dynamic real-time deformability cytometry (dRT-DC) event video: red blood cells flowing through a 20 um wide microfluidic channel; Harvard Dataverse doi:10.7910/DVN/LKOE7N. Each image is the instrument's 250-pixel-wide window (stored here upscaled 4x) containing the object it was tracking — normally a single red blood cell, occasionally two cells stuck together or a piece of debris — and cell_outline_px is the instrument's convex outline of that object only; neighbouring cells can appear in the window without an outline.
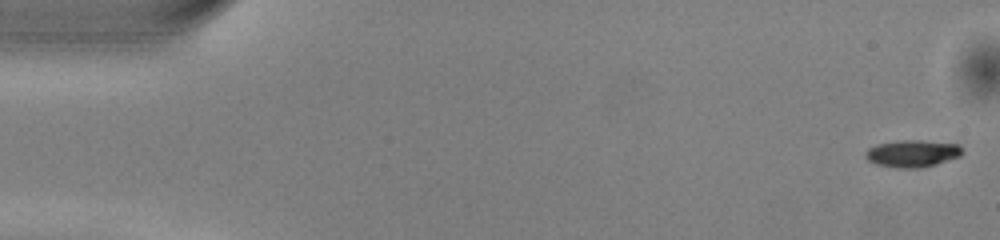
{"species": "common noctule bat (a hibernating species)", "species_latin": "Nyctalus noctula", "temperature_condition": "warm", "stored_images_in_passage": 51, "camera_frame_rate_fps": 3000, "um_per_image_px": 0.085, "animal": {"sex": "male", "body_mass_g": 13.0, "forearm_length_mm": 53.1}, "frame": {"image": 1, "passage_image": 1, "time_ms": 0.0, "image_size_px": [1000, 240], "cell_outline_px": [[964, 152], [960, 156], [936, 164], [920, 168], [896, 168], [876, 164], [868, 160], [864, 156], [864, 152], [868, 148], [876, 144], [900, 140], [920, 140], [956, 144]], "centroid_in_image_um": [77.5, 13.05], "position_along_channel_um": 7.5, "area_um2": 15.32}}
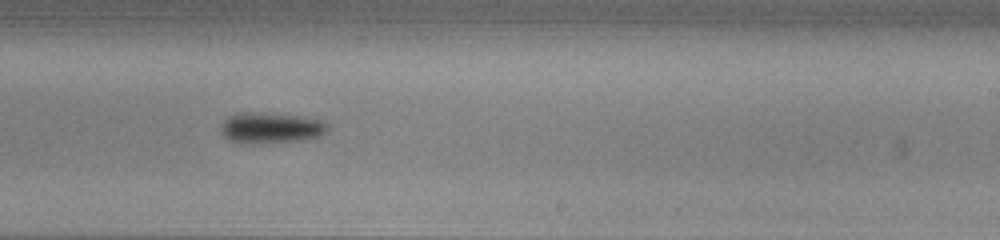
{"frame": {"image": 2, "passage_image": 31, "time_ms": 10.0, "image_size_px": [1000, 240], "cell_outline_px": [[328, 128], [320, 136], [304, 140], [252, 144], [232, 140], [224, 136], [220, 132], [220, 124], [228, 116], [236, 112], [256, 112], [300, 116], [320, 120], [328, 124]], "centroid_in_image_um": [22.98, 10.86], "position_along_channel_um": 266.0, "area_um2": 19.25}}
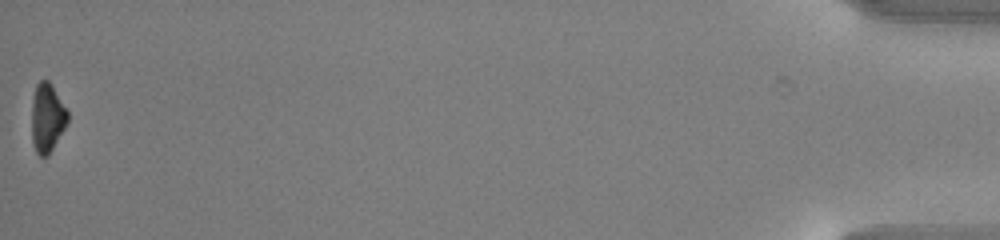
{"frame": {"image": 3, "passage_image": 51, "time_ms": 16.667, "image_size_px": [1000, 240], "cell_outline_px": [[68, 120], [64, 128], [48, 156], [40, 156], [36, 152], [32, 144], [32, 100], [36, 84], [40, 80], [48, 80], [52, 84], [68, 112]], "centroid_in_image_um": [4.0, 10.0], "position_along_channel_um": 431.2, "area_um2": 14.39}, "authors_computed_cell_mechanics": {"area_um2": 16.5308, "velocity_mm_per_s": 4.0353, "shape_relaxation_time_tau1_ms": 1.9278, "shape_relaxation_time_tau2_ms": null, "deformation_change_tau1": 0.1033, "deformation_change_tau2": null}}